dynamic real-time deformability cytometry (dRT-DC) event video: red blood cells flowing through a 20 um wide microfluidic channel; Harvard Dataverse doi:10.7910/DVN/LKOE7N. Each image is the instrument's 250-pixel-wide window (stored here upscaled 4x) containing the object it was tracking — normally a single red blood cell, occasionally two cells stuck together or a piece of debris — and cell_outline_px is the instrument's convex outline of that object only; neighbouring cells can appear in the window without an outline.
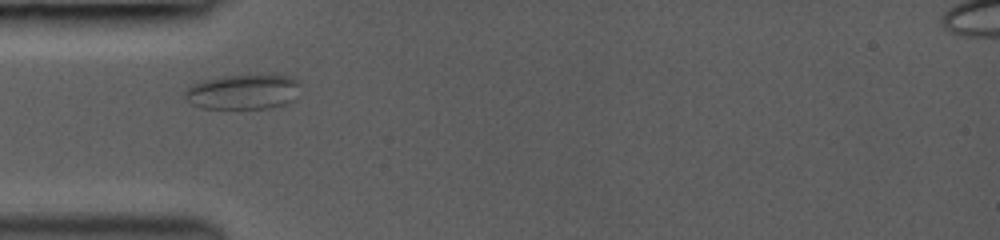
{"species": "common noctule bat (a hibernating species)", "species_latin": "Nyctalus noctula", "temperature_condition": "room temperature", "stored_images_in_passage": 11, "camera_frame_rate_fps": 3000, "um_per_image_px": 0.085, "animal": {"sex": "female", "body_mass_g": 19.0, "forearm_length_mm": 53.3}, "frame": {"image": 1, "passage_image": 1, "time_ms": 0.0, "image_size_px": [1000, 240], "cell_outline_px": [[296, 84], [292, 100], [284, 104], [268, 108], [204, 108], [192, 104], [184, 96], [184, 92], [192, 84], [204, 80], [224, 76], [268, 72], [288, 76], [296, 80]], "centroid_in_image_um": [20.62, 7.76], "position_along_channel_um": 64.4, "area_um2": 23.52}}